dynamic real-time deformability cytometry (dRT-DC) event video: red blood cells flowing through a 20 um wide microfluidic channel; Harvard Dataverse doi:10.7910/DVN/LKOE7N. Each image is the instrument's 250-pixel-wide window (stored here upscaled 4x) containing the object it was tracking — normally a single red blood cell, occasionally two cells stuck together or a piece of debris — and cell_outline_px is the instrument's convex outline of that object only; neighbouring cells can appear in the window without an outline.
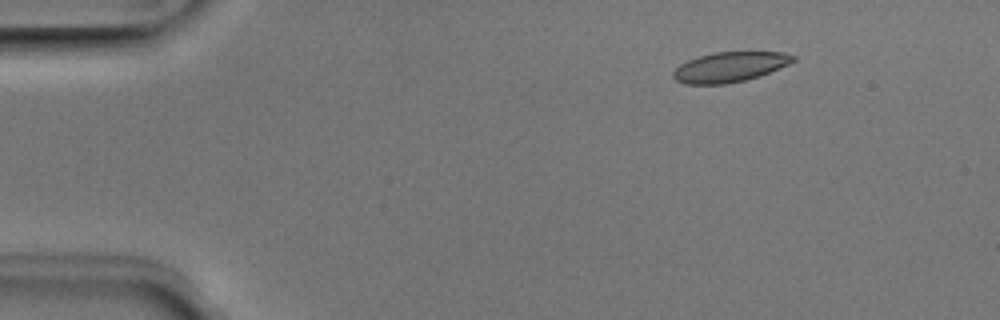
{"species": "Egyptian fruit bat (a non-hibernating species)", "species_latin": "Rousettus aegyptiacus", "temperature_condition": "room temperature", "stored_images_in_passage": 4, "camera_frame_rate_fps": 3000, "um_per_image_px": 0.085, "animal": {"sex": "male"}, "frame": {"image": 1, "passage_image": 2, "time_ms": 0.333, "image_size_px": [1000, 320], "cell_outline_px": [[796, 60], [788, 64], [760, 76], [744, 80], [724, 84], [684, 84], [676, 80], [672, 76], [672, 72], [680, 64], [688, 60], [700, 56], [716, 52], [784, 52], [796, 56]], "centroid_in_image_um": [62.03, 5.69], "position_along_channel_um": 23.0, "area_um2": 20.87}}